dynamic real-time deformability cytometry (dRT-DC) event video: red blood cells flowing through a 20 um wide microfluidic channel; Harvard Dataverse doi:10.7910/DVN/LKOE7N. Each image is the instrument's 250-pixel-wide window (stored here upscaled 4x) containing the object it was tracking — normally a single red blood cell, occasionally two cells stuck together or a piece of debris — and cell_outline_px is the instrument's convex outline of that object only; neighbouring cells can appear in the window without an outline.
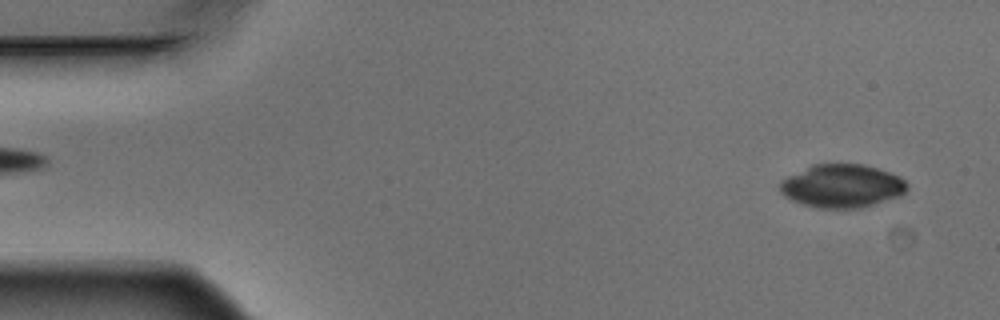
{"species": "Egyptian fruit bat (a non-hibernating species)", "species_latin": "Rousettus aegyptiacus", "temperature_condition": "warm", "stored_images_in_passage": 6, "segment_of_instrument_passage": [2, 2], "camera_frame_rate_fps": 3000, "um_per_image_px": 0.085, "animal": {"sex": "male"}, "frame": {"image": 1, "passage_image": 6, "time_ms": 1.667, "image_size_px": [1000, 320], "cell_outline_px": [[908, 188], [900, 196], [860, 208], [820, 208], [804, 204], [792, 200], [784, 196], [780, 192], [780, 180], [812, 164], [864, 164], [900, 176], [908, 184]], "centroid_in_image_um": [71.57, 15.8], "position_along_channel_um": 13.4, "area_um2": 31.96}}